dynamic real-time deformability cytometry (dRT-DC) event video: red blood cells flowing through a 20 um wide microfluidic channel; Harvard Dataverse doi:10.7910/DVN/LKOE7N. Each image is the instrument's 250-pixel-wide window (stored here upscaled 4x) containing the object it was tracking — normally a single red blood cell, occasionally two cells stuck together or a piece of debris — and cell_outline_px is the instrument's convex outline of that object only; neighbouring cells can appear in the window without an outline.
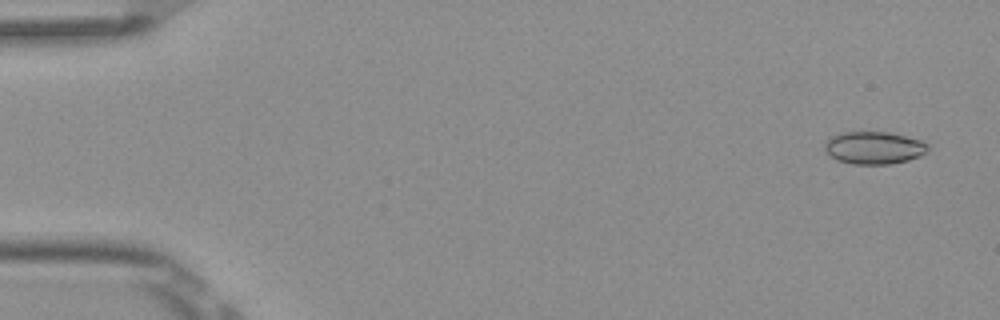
{"species": "Egyptian fruit bat (a non-hibernating species)", "species_latin": "Rousettus aegyptiacus", "temperature_condition": "room temperature", "stored_images_in_passage": 5, "camera_frame_rate_fps": 3000, "um_per_image_px": 0.085, "frame": {"image": 1, "passage_image": 1, "time_ms": 0.0, "image_size_px": [1000, 320], "cell_outline_px": [[928, 152], [920, 156], [908, 160], [892, 164], [852, 164], [836, 160], [824, 148], [824, 144], [832, 136], [840, 132], [888, 132], [920, 140], [928, 144]], "centroid_in_image_um": [74.3, 12.57], "position_along_channel_um": 10.7, "area_um2": 19.54}}